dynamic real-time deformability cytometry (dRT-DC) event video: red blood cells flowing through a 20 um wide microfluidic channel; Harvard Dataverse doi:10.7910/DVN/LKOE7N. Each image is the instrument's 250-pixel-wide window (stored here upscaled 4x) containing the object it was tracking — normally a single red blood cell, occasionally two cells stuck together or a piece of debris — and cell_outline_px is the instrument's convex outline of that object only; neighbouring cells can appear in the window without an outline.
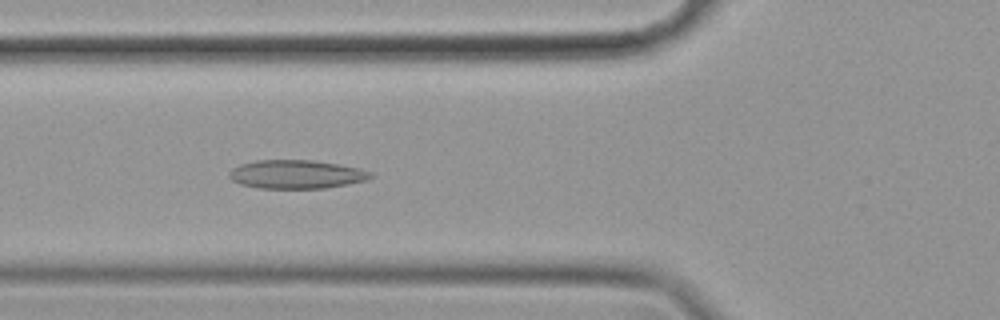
{"species": "common noctule bat (a hibernating species)", "species_latin": "Nyctalus noctula", "temperature_condition": "cold", "stored_images_in_passage": 44, "camera_frame_rate_fps": 3000, "um_per_image_px": 0.085, "animal": {"sex": "female", "body_mass_g": 19.9}, "frame": {"image": 1, "passage_image": 13, "time_ms": 4.0, "image_size_px": [1000, 320], "cell_outline_px": [[376, 176], [368, 180], [348, 184], [324, 188], [260, 188], [240, 184], [232, 180], [228, 176], [228, 172], [232, 168], [240, 164], [256, 160], [312, 160], [340, 164], [360, 168], [372, 172]], "centroid_in_image_um": [25.22, 14.81], "position_along_channel_um": 100.6, "area_um2": 23.81}}
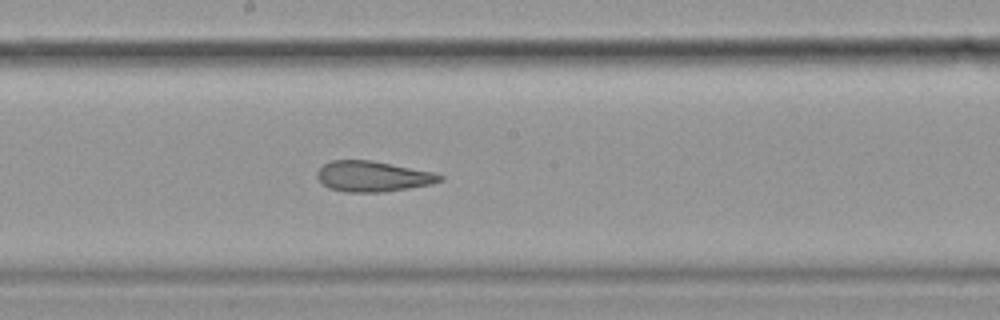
{"frame": {"image": 2, "passage_image": 23, "time_ms": 7.333, "image_size_px": [1000, 320], "cell_outline_px": [[444, 180], [432, 184], [384, 192], [348, 192], [328, 188], [316, 176], [316, 172], [324, 164], [332, 160], [372, 160], [432, 172], [444, 176]], "centroid_in_image_um": [31.69, 14.99], "position_along_channel_um": 216.5, "area_um2": 21.79}}
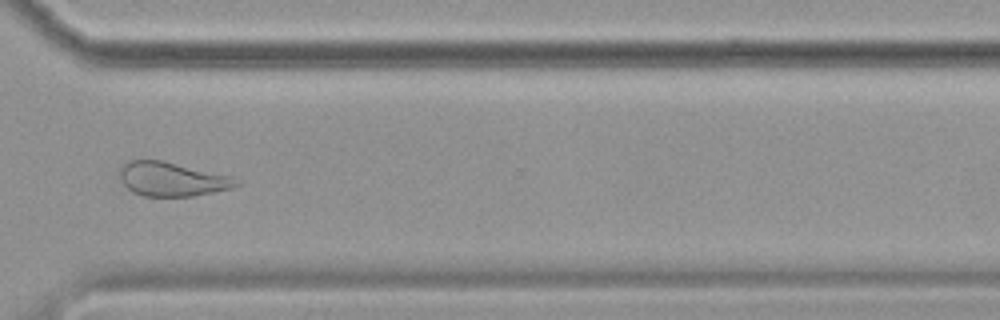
{"frame": {"image": 3, "passage_image": 35, "time_ms": 11.333, "image_size_px": [1000, 320], "cell_outline_px": [[240, 184], [232, 188], [192, 196], [144, 196], [132, 192], [120, 180], [120, 164], [124, 160], [164, 160], [232, 176], [240, 180]], "centroid_in_image_um": [14.6, 15.21], "position_along_channel_um": 356.0, "area_um2": 23.41}, "authors_computed_cell_mechanics": {"area_um2": 23.6113, "velocity_mm_per_s": 3.4826, "shape_relaxation_time_tau1_ms": null, "shape_relaxation_time_tau2_ms": 3.2203, "deformation_change_tau1": null, "deformation_change_tau2": 0.1252}}